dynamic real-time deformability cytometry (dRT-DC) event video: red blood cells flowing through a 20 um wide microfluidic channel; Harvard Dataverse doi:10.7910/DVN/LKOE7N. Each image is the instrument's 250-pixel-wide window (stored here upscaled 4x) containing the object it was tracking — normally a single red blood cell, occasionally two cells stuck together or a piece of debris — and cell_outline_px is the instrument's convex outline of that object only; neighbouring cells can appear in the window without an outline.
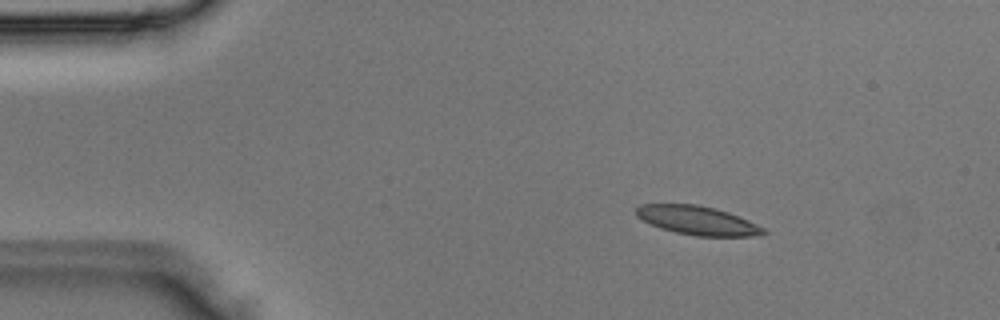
{"species": "Egyptian fruit bat (a non-hibernating species)", "species_latin": "Rousettus aegyptiacus", "temperature_condition": "room temperature", "stored_images_in_passage": 3, "camera_frame_rate_fps": 3000, "um_per_image_px": 0.085, "animal": {"sex": "male"}, "frame": {"image": 1, "passage_image": 2, "time_ms": 0.333, "image_size_px": [1000, 320], "cell_outline_px": [[768, 232], [760, 236], [696, 236], [676, 232], [660, 228], [636, 216], [636, 208], [640, 204], [696, 204], [716, 208], [728, 212], [748, 220], [764, 228]], "centroid_in_image_um": [59.31, 18.74], "position_along_channel_um": 25.7, "area_um2": 21.33}}